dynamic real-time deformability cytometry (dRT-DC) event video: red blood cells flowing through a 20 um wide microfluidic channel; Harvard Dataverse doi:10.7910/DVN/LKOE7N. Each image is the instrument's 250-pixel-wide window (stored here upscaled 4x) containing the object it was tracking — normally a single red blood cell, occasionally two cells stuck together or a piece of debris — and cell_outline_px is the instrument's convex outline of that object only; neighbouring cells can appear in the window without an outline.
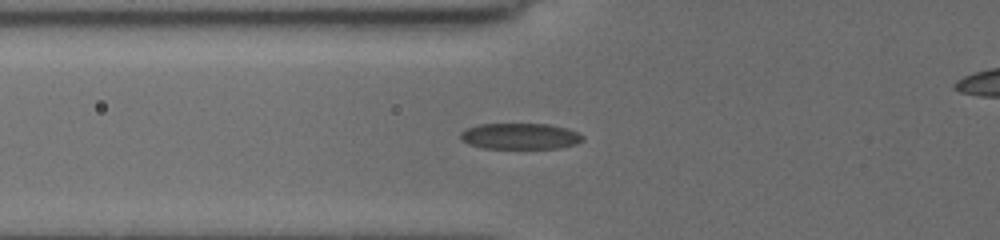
{"species": "common noctule bat (a hibernating species)", "species_latin": "Nyctalus noctula", "temperature_condition": "cold", "stored_images_in_passage": 18, "camera_frame_rate_fps": 3000, "um_per_image_px": 0.085, "animal": {"sex": "female", "body_mass_g": 19.5, "forearm_length_mm": 54.1}, "frame": {"image": 1, "passage_image": 13, "time_ms": 7.667, "image_size_px": [1000, 240], "cell_outline_px": [[584, 140], [576, 144], [560, 148], [484, 148], [468, 144], [460, 140], [460, 132], [468, 128], [480, 124], [548, 124], [580, 132], [584, 136]], "centroid_in_image_um": [44.22, 11.58], "position_along_channel_um": 81.6, "area_um2": 18.61}}
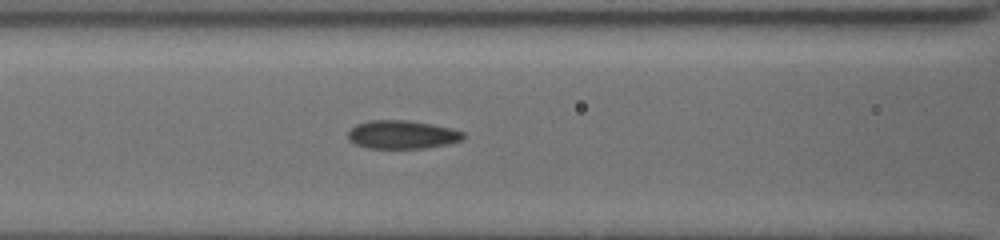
{"frame": {"image": 2, "passage_image": 16, "time_ms": 9.0, "image_size_px": [1000, 240], "cell_outline_px": [[464, 136], [460, 140], [448, 144], [428, 148], [364, 148], [348, 140], [348, 132], [356, 124], [368, 120], [408, 120], [432, 124], [452, 128], [464, 132]], "centroid_in_image_um": [34.16, 11.44], "position_along_channel_um": 132.4, "area_um2": 19.19}}
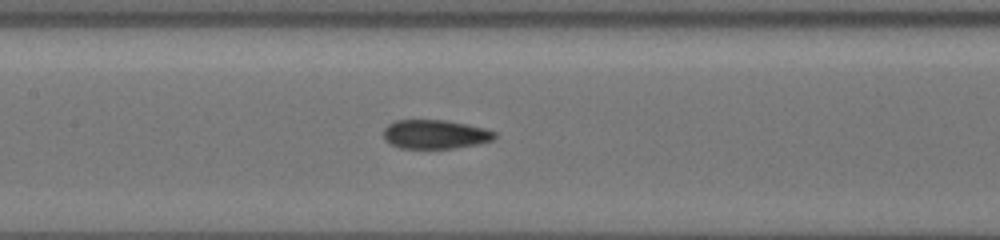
{"frame": {"image": 3, "passage_image": 18, "time_ms": 10.0, "image_size_px": [1000, 240], "cell_outline_px": [[496, 136], [492, 140], [480, 144], [452, 148], [400, 148], [392, 144], [384, 136], [384, 128], [388, 124], [396, 120], [444, 120], [484, 128], [496, 132]], "centroid_in_image_um": [37.0, 11.41], "position_along_channel_um": 170.4, "area_um2": 18.55}}